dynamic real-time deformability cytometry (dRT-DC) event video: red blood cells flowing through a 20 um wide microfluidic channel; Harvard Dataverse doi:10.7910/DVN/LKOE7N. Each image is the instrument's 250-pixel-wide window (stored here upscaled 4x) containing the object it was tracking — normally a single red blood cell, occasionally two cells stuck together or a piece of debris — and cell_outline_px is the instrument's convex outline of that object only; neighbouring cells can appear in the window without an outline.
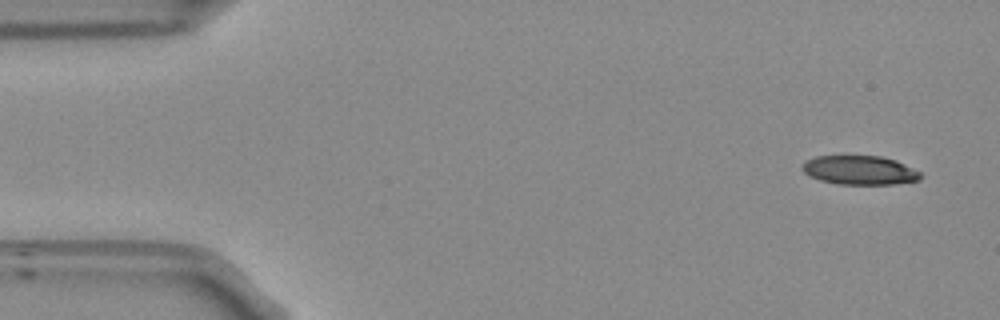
{"species": "Egyptian fruit bat (a non-hibernating species)", "species_latin": "Rousettus aegyptiacus", "temperature_condition": "room temperature", "stored_images_in_passage": 51, "camera_frame_rate_fps": 3000, "um_per_image_px": 0.085, "frame": {"image": 1, "passage_image": 1, "time_ms": 0.0, "image_size_px": [1000, 320], "cell_outline_px": [[924, 176], [920, 180], [896, 184], [836, 184], [820, 180], [804, 172], [800, 168], [804, 160], [816, 156], [844, 152], [880, 156], [896, 160], [920, 172]], "centroid_in_image_um": [73.03, 14.41], "position_along_channel_um": 12.0, "area_um2": 21.04}}
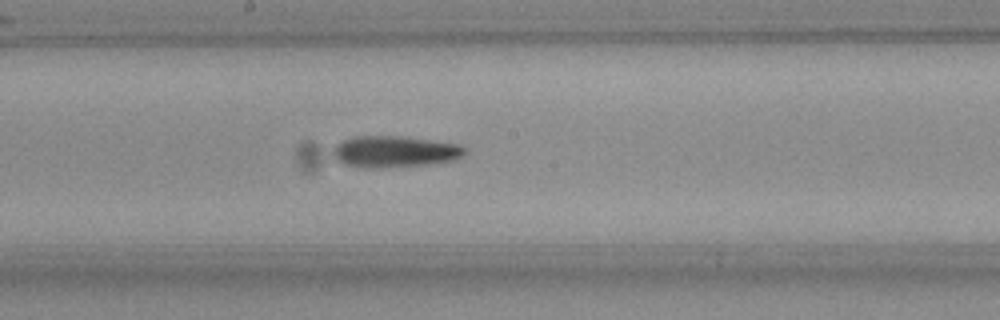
{"frame": {"image": 2, "passage_image": 26, "time_ms": 8.333, "image_size_px": [1000, 320], "cell_outline_px": [[464, 156], [456, 160], [428, 164], [384, 168], [368, 168], [344, 164], [336, 160], [332, 152], [332, 148], [336, 144], [352, 136], [400, 136], [460, 144], [464, 148]], "centroid_in_image_um": [33.52, 12.89], "position_along_channel_um": 214.7, "area_um2": 24.28}}
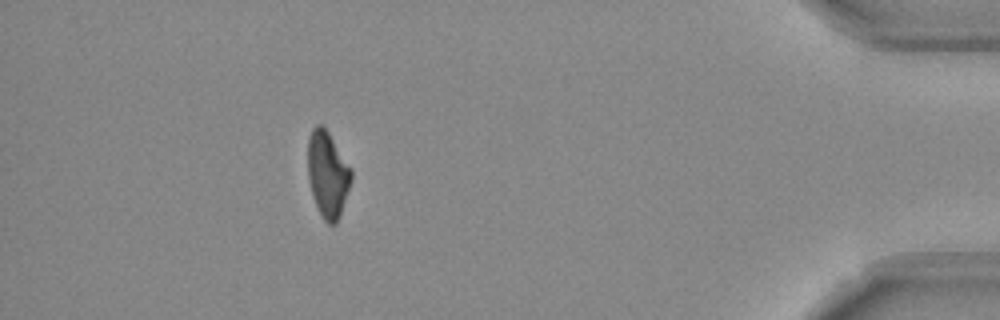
{"frame": {"image": 3, "passage_image": 46, "time_ms": 15.0, "image_size_px": [1000, 320], "cell_outline_px": [[352, 180], [340, 216], [336, 224], [328, 224], [324, 220], [312, 196], [308, 180], [308, 140], [312, 128], [316, 124], [320, 124], [328, 132], [352, 168]], "centroid_in_image_um": [27.86, 14.82], "position_along_channel_um": 407.3, "area_um2": 21.85}}